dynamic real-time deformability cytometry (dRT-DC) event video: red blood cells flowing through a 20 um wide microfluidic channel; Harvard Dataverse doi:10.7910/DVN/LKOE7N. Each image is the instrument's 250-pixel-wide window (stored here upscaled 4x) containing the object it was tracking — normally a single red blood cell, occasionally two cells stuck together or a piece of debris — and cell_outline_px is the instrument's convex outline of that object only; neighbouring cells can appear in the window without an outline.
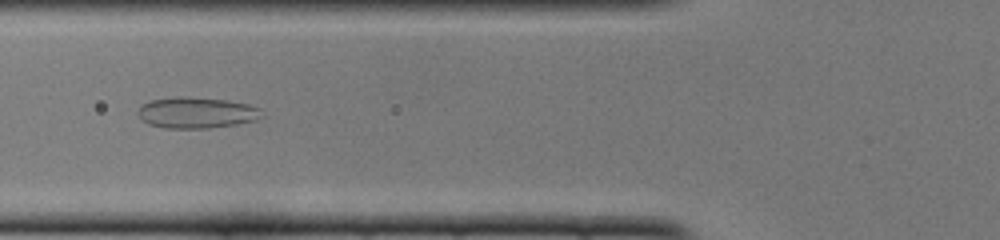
{"species": "common noctule bat (a hibernating species)", "species_latin": "Nyctalus noctula", "temperature_condition": "cold", "stored_images_in_passage": 44, "camera_frame_rate_fps": 3000, "um_per_image_px": 0.085, "animal": {"sex": "female", "body_mass_g": 22.0, "forearm_length_mm": 56.7}, "frame": {"image": 1, "passage_image": 13, "time_ms": 4.0, "image_size_px": [1000, 240], "cell_outline_px": [[264, 116], [256, 120], [236, 124], [208, 128], [164, 128], [148, 124], [136, 112], [144, 104], [152, 100], [180, 96], [228, 100], [248, 104], [260, 108]], "centroid_in_image_um": [16.75, 9.58], "position_along_channel_um": 109.1, "area_um2": 22.31}}
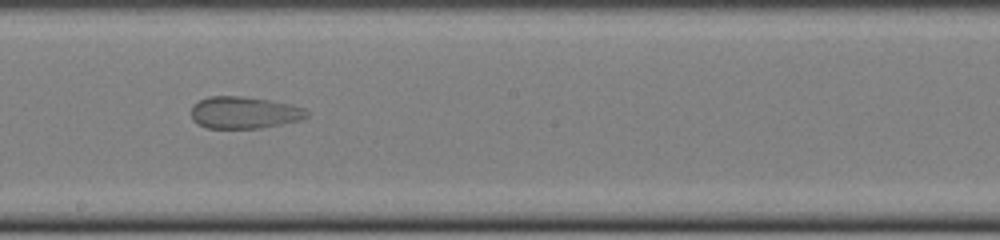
{"frame": {"image": 2, "passage_image": 22, "time_ms": 7.0, "image_size_px": [1000, 240], "cell_outline_px": [[308, 116], [300, 120], [260, 128], [208, 128], [196, 124], [192, 120], [192, 104], [208, 96], [244, 96], [268, 100], [288, 104], [304, 108], [308, 112]], "centroid_in_image_um": [20.71, 9.57], "position_along_channel_um": 227.5, "area_um2": 21.5}}
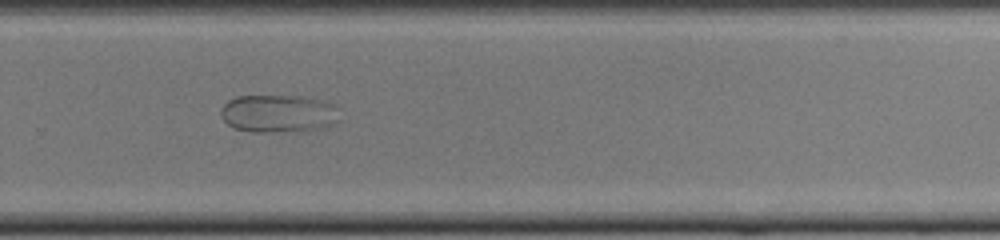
{"frame": {"image": 3, "passage_image": 28, "time_ms": 9.0, "image_size_px": [1000, 240], "cell_outline_px": [[336, 124], [320, 128], [272, 132], [252, 132], [232, 128], [224, 120], [220, 112], [220, 108], [228, 100], [236, 96], [308, 96], [328, 100], [332, 104], [336, 120]], "centroid_in_image_um": [23.6, 9.63], "position_along_channel_um": 306.2, "area_um2": 26.07}}